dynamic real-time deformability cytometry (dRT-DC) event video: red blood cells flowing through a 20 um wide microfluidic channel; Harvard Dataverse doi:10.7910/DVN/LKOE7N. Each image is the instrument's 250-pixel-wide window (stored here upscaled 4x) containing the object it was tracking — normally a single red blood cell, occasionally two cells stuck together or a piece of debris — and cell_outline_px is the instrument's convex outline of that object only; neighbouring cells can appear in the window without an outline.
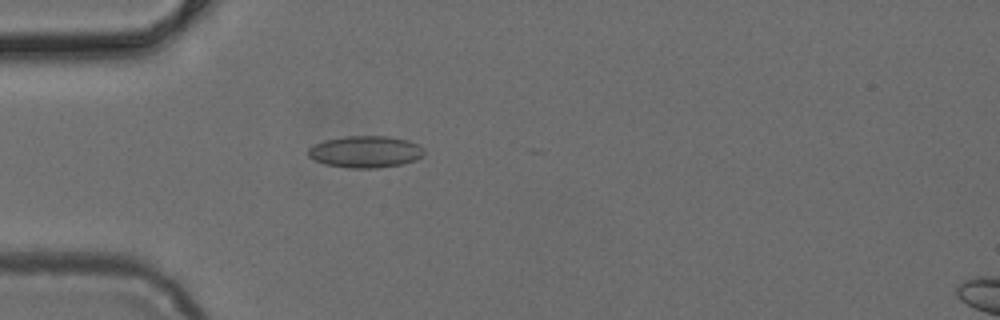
{"species": "common noctule bat (a hibernating species)", "species_latin": "Nyctalus noctula", "temperature_condition": "cold", "stored_images_in_passage": 3, "camera_frame_rate_fps": 3000, "um_per_image_px": 0.085, "animal": {"sex": "female", "body_mass_g": 24.6, "forearm_length_mm": 56.2}, "frame": {"image": 1, "passage_image": 3, "time_ms": 0.667, "image_size_px": [1000, 320], "cell_outline_px": [[424, 152], [416, 160], [404, 164], [380, 168], [348, 168], [324, 164], [308, 156], [308, 148], [324, 140], [344, 136], [388, 136], [408, 140], [424, 148]], "centroid_in_image_um": [31.06, 12.9], "position_along_channel_um": 53.9, "area_um2": 21.56}}